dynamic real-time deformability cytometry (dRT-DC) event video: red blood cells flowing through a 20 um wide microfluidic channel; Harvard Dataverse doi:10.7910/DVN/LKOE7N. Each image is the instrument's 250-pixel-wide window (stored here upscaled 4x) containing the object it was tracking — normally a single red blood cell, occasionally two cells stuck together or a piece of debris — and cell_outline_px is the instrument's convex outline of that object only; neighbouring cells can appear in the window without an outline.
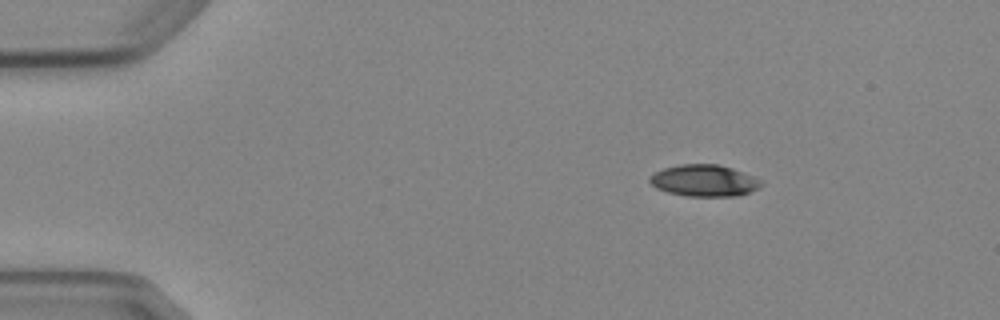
{"species": "Egyptian fruit bat (a non-hibernating species)", "species_latin": "Rousettus aegyptiacus", "temperature_condition": "cold", "stored_images_in_passage": 5, "segment_of_instrument_passage": [2, 2], "camera_frame_rate_fps": 3000, "um_per_image_px": 0.085, "animal": {"sex": "female"}, "frame": {"image": 1, "passage_image": 5, "time_ms": 5.667, "image_size_px": [1000, 320], "cell_outline_px": [[764, 184], [760, 188], [740, 196], [684, 196], [668, 192], [656, 188], [648, 180], [648, 176], [664, 168], [680, 164], [720, 164], [732, 168], [752, 176], [760, 180]], "centroid_in_image_um": [59.86, 15.35], "position_along_channel_um": 25.1, "area_um2": 20.69}}